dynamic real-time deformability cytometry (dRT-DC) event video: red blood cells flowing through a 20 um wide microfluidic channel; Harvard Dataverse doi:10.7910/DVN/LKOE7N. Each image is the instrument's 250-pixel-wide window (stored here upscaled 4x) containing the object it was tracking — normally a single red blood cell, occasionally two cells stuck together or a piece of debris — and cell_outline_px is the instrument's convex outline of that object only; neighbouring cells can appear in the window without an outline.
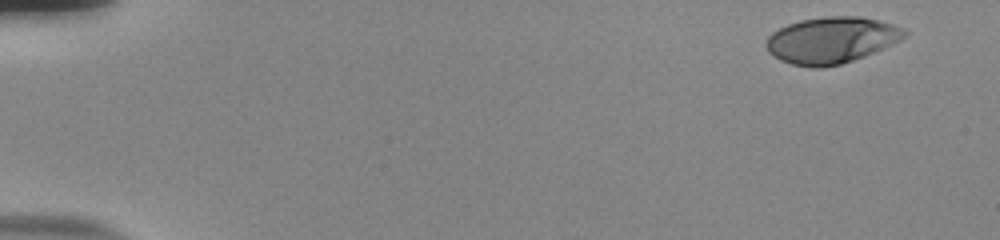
{"species": "human", "species_latin": "Homo sapiens", "temperature_condition": "room temperature", "stored_images_in_passage": 53, "camera_frame_rate_fps": 3000, "um_per_image_px": 0.085, "donor": {"sex": "male"}, "frame": {"image": 1, "passage_image": 1, "time_ms": 0.0, "image_size_px": [1000, 240], "cell_outline_px": [[908, 32], [900, 40], [884, 48], [864, 56], [840, 64], [820, 68], [812, 68], [792, 64], [780, 60], [768, 52], [764, 44], [768, 36], [772, 32], [788, 24], [800, 20], [824, 16], [860, 16], [880, 20], [904, 28]], "centroid_in_image_um": [70.65, 3.4], "position_along_channel_um": 14.3, "area_um2": 37.51}}
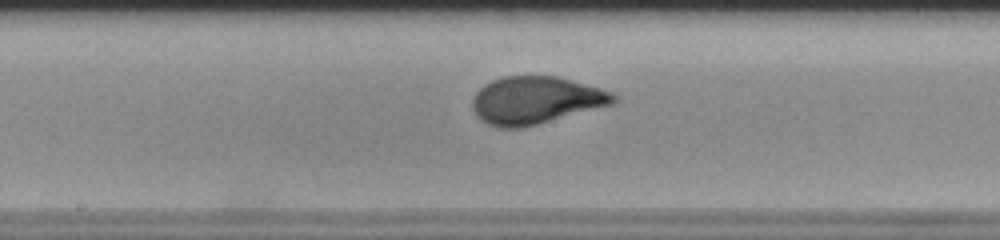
{"frame": {"image": 2, "passage_image": 28, "time_ms": 9.0, "image_size_px": [1000, 240], "cell_outline_px": [[616, 104], [520, 128], [500, 128], [488, 124], [480, 120], [476, 116], [472, 108], [472, 100], [476, 92], [484, 84], [492, 80], [504, 76], [556, 76], [600, 88], [612, 92], [616, 96]], "centroid_in_image_um": [45.52, 8.52], "position_along_channel_um": 202.7, "area_um2": 39.07}}
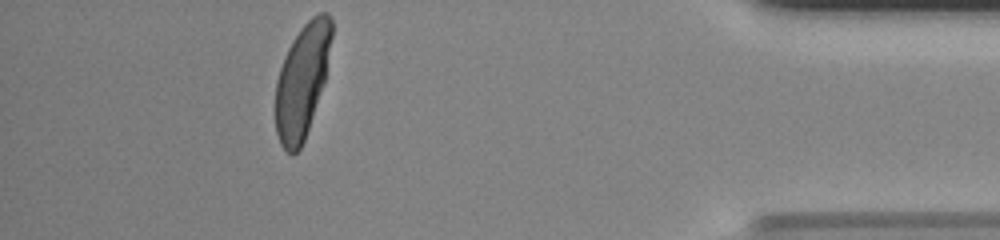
{"frame": {"image": 3, "passage_image": 48, "time_ms": 15.667, "image_size_px": [1000, 240], "cell_outline_px": [[332, 36], [324, 80], [304, 140], [300, 148], [292, 156], [280, 144], [276, 132], [276, 80], [284, 56], [292, 40], [300, 28], [312, 16], [320, 12], [328, 12], [332, 20]], "centroid_in_image_um": [25.67, 6.83], "position_along_channel_um": 409.5, "area_um2": 36.65}, "authors_computed_cell_mechanics": {"area_um2": 37.5122, "velocity_mm_per_s": 3.7595, "shape_relaxation_time_tau1_ms": 3.5789, "shape_relaxation_time_tau2_ms": null, "deformation_change_tau1": 0.1877, "deformation_change_tau2": null}}